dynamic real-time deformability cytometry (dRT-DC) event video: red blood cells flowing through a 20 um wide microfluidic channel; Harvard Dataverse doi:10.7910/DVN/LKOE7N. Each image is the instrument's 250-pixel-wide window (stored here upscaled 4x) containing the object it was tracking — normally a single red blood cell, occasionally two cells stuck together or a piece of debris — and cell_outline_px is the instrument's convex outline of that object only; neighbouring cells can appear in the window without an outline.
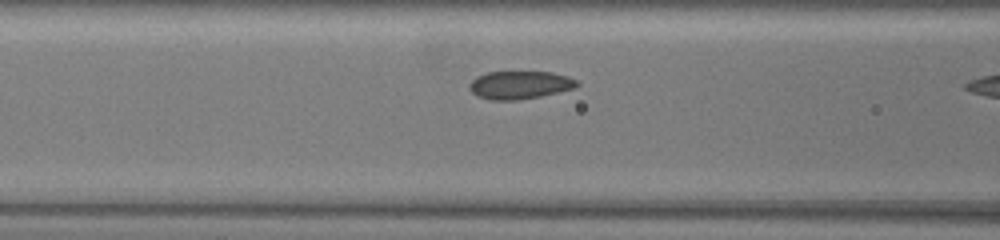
{"species": "common noctule bat (a hibernating species)", "species_latin": "Nyctalus noctula", "temperature_condition": "warm", "stored_images_in_passage": 4, "camera_frame_rate_fps": 3000, "um_per_image_px": 0.085, "animal": {"sex": "female", "body_mass_g": 19.5, "forearm_length_mm": 54.1}, "frame": {"image": 1, "passage_image": 3, "time_ms": 0.667, "image_size_px": [1000, 240], "cell_outline_px": [[580, 84], [576, 88], [540, 96], [516, 100], [492, 100], [476, 96], [468, 88], [468, 84], [476, 76], [488, 72], [552, 72], [568, 76], [576, 80]], "centroid_in_image_um": [44.17, 7.22], "position_along_channel_um": 122.4, "area_um2": 17.63}}